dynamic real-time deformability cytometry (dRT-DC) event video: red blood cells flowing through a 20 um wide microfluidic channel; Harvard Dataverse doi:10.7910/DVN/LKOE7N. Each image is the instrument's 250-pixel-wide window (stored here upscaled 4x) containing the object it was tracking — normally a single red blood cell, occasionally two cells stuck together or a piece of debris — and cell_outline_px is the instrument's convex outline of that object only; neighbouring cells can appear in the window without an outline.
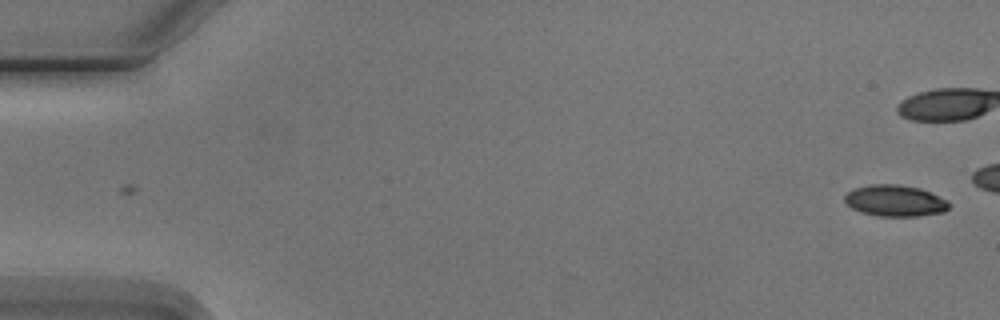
{"species": "Egyptian fruit bat (a non-hibernating species)", "species_latin": "Rousettus aegyptiacus", "temperature_condition": "cold", "stored_images_in_passage": 7, "camera_frame_rate_fps": 3000, "um_per_image_px": 0.085, "animal": {"sex": "male"}, "frame": {"image": 1, "passage_image": 1, "time_ms": 0.0, "image_size_px": [1000, 320], "cell_outline_px": [[952, 204], [944, 212], [916, 216], [880, 216], [860, 212], [844, 204], [844, 196], [852, 188], [872, 184], [900, 184], [920, 188], [948, 200]], "centroid_in_image_um": [76.06, 17.05], "position_along_channel_um": 8.9, "area_um2": 19.31}}